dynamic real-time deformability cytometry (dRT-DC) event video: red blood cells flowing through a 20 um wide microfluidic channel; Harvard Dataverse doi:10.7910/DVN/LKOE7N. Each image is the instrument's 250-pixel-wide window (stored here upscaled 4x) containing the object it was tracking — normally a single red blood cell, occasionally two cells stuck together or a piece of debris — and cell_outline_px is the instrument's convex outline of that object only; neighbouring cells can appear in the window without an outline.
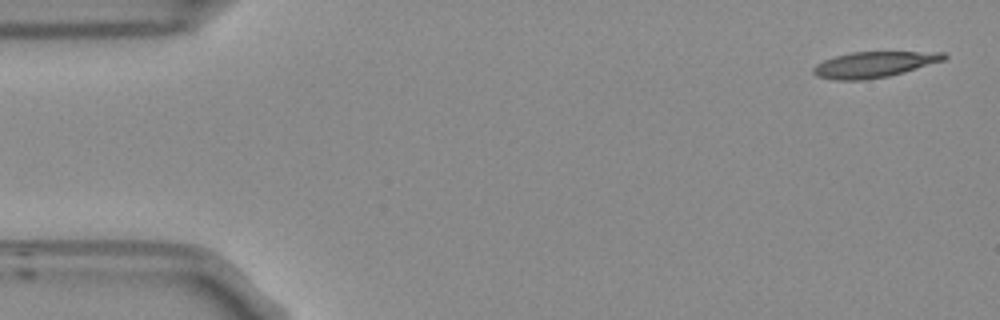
{"species": "Egyptian fruit bat (a non-hibernating species)", "species_latin": "Rousettus aegyptiacus", "temperature_condition": "room temperature", "stored_images_in_passage": 51, "camera_frame_rate_fps": 3000, "um_per_image_px": 0.085, "frame": {"image": 1, "passage_image": 1, "time_ms": 0.0, "image_size_px": [1000, 320], "cell_outline_px": [[948, 56], [944, 60], [904, 72], [888, 76], [864, 80], [836, 80], [816, 76], [812, 72], [812, 68], [816, 64], [824, 60], [836, 56], [852, 52], [944, 52]], "centroid_in_image_um": [74.27, 5.49], "position_along_channel_um": 10.7, "area_um2": 19.54}}
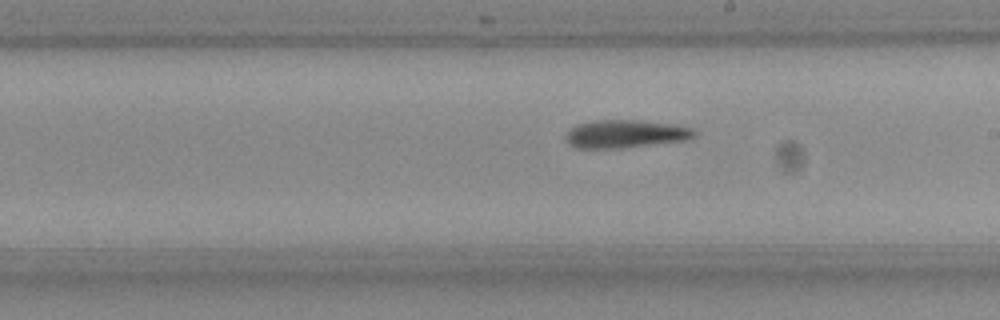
{"frame": {"image": 2, "passage_image": 28, "time_ms": 9.0, "image_size_px": [1000, 320], "cell_outline_px": [[696, 132], [688, 140], [620, 148], [580, 148], [572, 144], [564, 136], [568, 128], [576, 124], [596, 120], [636, 120], [668, 124], [692, 128]], "centroid_in_image_um": [53.12, 11.37], "position_along_channel_um": 235.9, "area_um2": 20.69}}
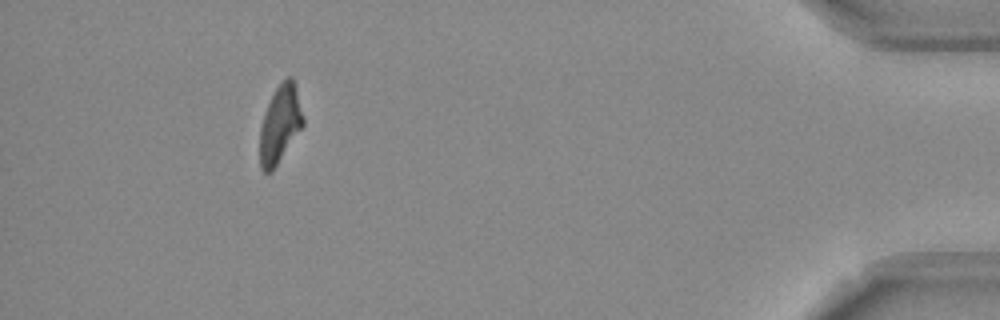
{"frame": {"image": 3, "passage_image": 47, "time_ms": 15.333, "image_size_px": [1000, 320], "cell_outline_px": [[304, 124], [272, 172], [264, 172], [260, 168], [260, 128], [264, 112], [276, 88], [288, 76], [292, 76], [296, 88], [304, 116]], "centroid_in_image_um": [23.8, 10.57], "position_along_channel_um": 411.4, "area_um2": 19.36}}